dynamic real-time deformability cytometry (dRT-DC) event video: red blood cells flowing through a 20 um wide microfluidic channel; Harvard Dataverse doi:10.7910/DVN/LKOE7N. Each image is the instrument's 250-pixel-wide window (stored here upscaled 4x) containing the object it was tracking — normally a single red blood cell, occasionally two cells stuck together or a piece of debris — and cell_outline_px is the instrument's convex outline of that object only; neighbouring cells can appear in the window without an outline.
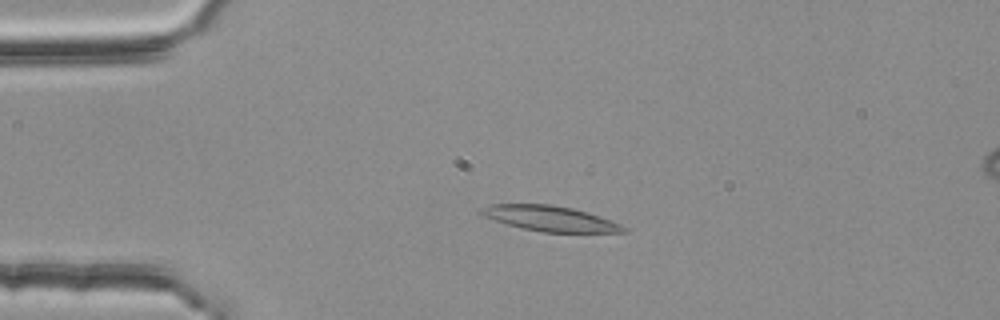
{"species": "common noctule bat (a hibernating species)", "species_latin": "Nyctalus noctula", "temperature_condition": "room temperature", "stored_images_in_passage": 53, "camera_frame_rate_fps": 3000, "um_per_image_px": 0.085, "animal": {"sex": "female", "body_mass_g": 25.1}, "frame": {"image": 1, "passage_image": 12, "time_ms": 3.667, "image_size_px": [1000, 320], "cell_outline_px": [[628, 228], [624, 232], [544, 232], [524, 228], [508, 224], [484, 216], [476, 212], [480, 208], [488, 204], [548, 204], [572, 208], [620, 224]], "centroid_in_image_um": [46.68, 18.56], "position_along_channel_um": 38.3, "area_um2": 20.52}}
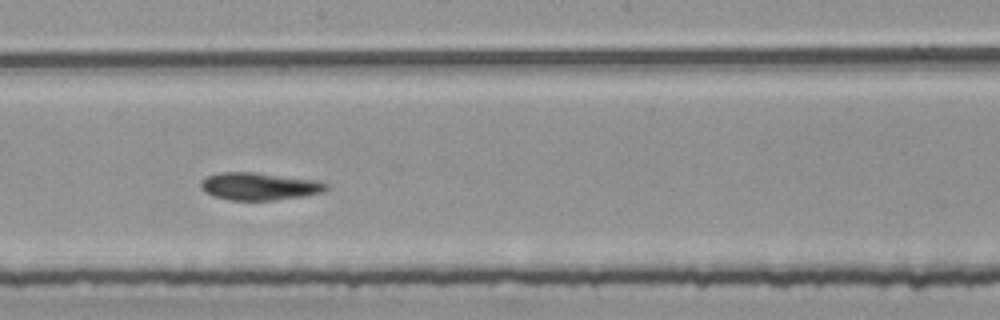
{"frame": {"image": 2, "passage_image": 30, "time_ms": 9.667, "image_size_px": [1000, 320], "cell_outline_px": [[328, 188], [324, 192], [300, 196], [272, 200], [232, 200], [212, 196], [204, 192], [200, 188], [200, 180], [208, 176], [220, 172], [252, 172], [320, 180], [328, 184]], "centroid_in_image_um": [22.02, 15.83], "position_along_channel_um": 226.2, "area_um2": 20.17}}
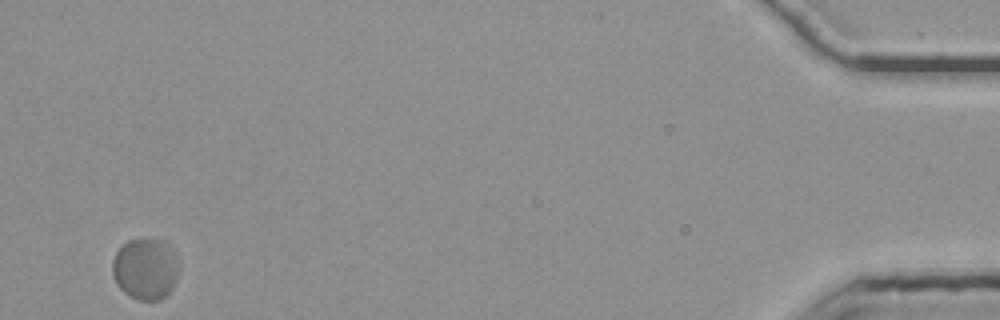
{"frame": {"image": 3, "passage_image": 53, "time_ms": 17.333, "image_size_px": [1000, 320], "cell_outline_px": [[180, 268], [176, 280], [168, 296], [160, 300], [136, 300], [124, 292], [116, 284], [112, 276], [112, 260], [116, 252], [128, 240], [164, 240], [176, 252], [180, 264]], "centroid_in_image_um": [12.4, 22.87], "position_along_channel_um": 422.8, "area_um2": 24.28}, "authors_computed_cell_mechanics": {"area_um2": 21.097, "velocity_mm_per_s": 3.6899, "shape_relaxation_time_tau1_ms": null, "shape_relaxation_time_tau2_ms": 2.8473, "deformation_change_tau1": null, "deformation_change_tau2": 0.0554}}